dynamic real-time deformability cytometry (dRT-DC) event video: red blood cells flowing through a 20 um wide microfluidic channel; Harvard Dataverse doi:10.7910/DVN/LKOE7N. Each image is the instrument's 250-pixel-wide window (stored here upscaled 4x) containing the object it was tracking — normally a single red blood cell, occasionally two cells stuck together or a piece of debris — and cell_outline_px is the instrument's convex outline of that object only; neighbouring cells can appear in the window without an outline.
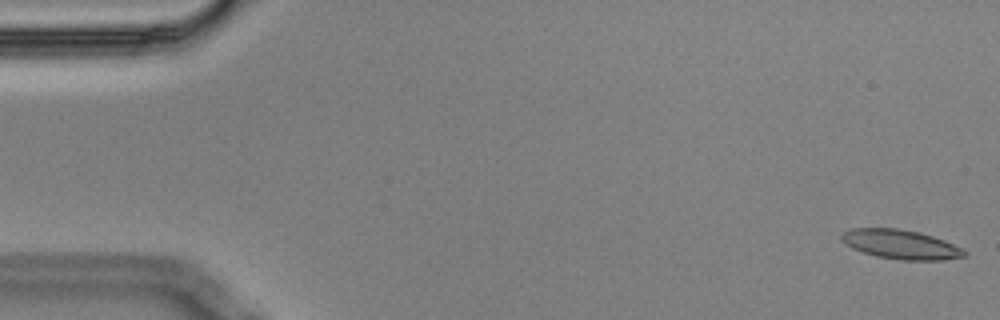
{"species": "Egyptian fruit bat (a non-hibernating species)", "species_latin": "Rousettus aegyptiacus", "temperature_condition": "cold", "stored_images_in_passage": 5, "camera_frame_rate_fps": 3000, "um_per_image_px": 0.085, "animal": {"sex": "male"}, "frame": {"image": 1, "passage_image": 1, "time_ms": 0.0, "image_size_px": [1000, 320], "cell_outline_px": [[968, 256], [944, 260], [904, 260], [876, 256], [852, 248], [840, 240], [840, 232], [852, 228], [896, 228], [920, 232], [944, 240], [964, 248], [968, 252]], "centroid_in_image_um": [76.59, 20.77], "position_along_channel_um": 8.4, "area_um2": 21.21}}
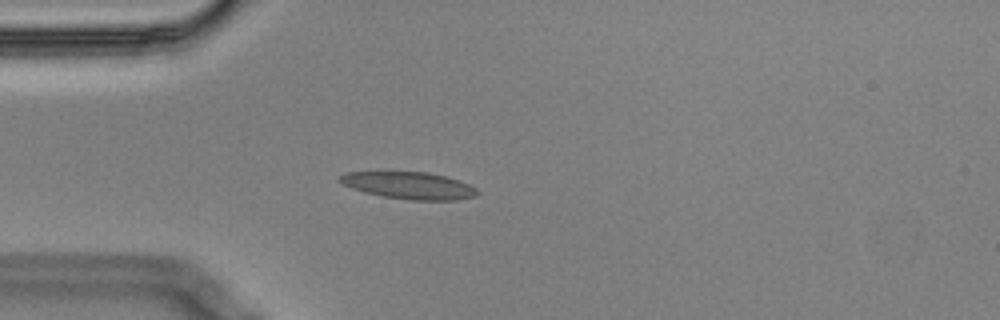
{"frame": {"image": 2, "passage_image": 5, "time_ms": 1.333, "image_size_px": [1000, 320], "cell_outline_px": [[480, 192], [476, 196], [456, 200], [412, 200], [384, 196], [364, 192], [352, 188], [336, 180], [336, 176], [344, 172], [384, 168], [428, 172], [448, 176], [460, 180], [476, 188]], "centroid_in_image_um": [34.66, 15.69], "position_along_channel_um": 50.3, "area_um2": 23.06}}